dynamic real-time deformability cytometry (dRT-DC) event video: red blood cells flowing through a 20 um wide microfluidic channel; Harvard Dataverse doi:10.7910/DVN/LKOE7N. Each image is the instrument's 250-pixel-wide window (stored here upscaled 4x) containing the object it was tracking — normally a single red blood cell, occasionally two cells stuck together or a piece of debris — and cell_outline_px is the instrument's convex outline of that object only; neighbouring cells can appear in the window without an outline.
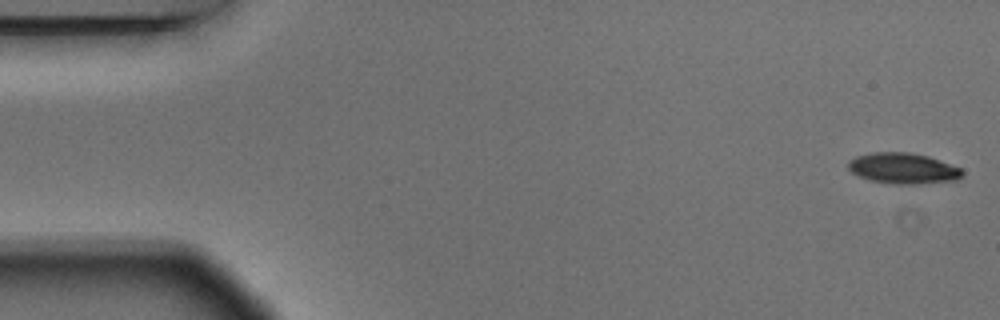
{"species": "Egyptian fruit bat (a non-hibernating species)", "species_latin": "Rousettus aegyptiacus", "temperature_condition": "warm", "stored_images_in_passage": 4, "camera_frame_rate_fps": 3000, "um_per_image_px": 0.085, "animal": {"sex": "male"}, "frame": {"image": 1, "passage_image": 1, "time_ms": 0.0, "image_size_px": [1000, 320], "cell_outline_px": [[964, 176], [956, 180], [912, 184], [892, 184], [868, 180], [852, 172], [848, 168], [848, 160], [856, 156], [872, 152], [908, 152], [928, 156], [940, 160], [960, 168], [964, 172]], "centroid_in_image_um": [76.75, 14.31], "position_along_channel_um": 8.2, "area_um2": 20.52}}
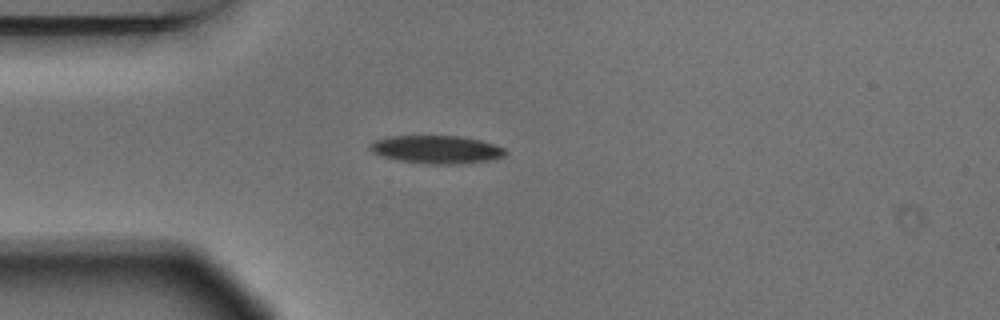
{"frame": {"image": 2, "passage_image": 4, "time_ms": 1.0, "image_size_px": [1000, 320], "cell_outline_px": [[508, 152], [504, 156], [492, 160], [460, 164], [428, 164], [400, 160], [384, 156], [372, 152], [368, 148], [368, 144], [376, 140], [388, 136], [464, 136], [480, 140], [504, 148]], "centroid_in_image_um": [37.12, 12.7], "position_along_channel_um": 47.9, "area_um2": 22.14}}